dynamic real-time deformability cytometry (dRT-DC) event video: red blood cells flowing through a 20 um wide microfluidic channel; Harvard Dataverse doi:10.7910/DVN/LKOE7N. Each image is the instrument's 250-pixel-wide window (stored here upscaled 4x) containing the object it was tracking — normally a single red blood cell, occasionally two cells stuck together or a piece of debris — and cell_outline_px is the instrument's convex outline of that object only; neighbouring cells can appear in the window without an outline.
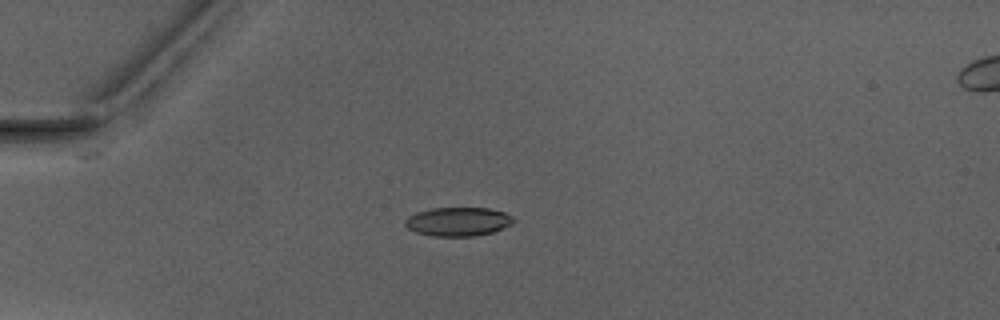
{"species": "Egyptian fruit bat (a non-hibernating species)", "species_latin": "Rousettus aegyptiacus", "temperature_condition": "warm", "stored_images_in_passage": 6, "camera_frame_rate_fps": 3000, "um_per_image_px": 0.085, "animal": {"sex": "male"}, "frame": {"image": 1, "passage_image": 3, "time_ms": 2.333, "image_size_px": [1000, 320], "cell_outline_px": [[516, 220], [512, 224], [492, 232], [472, 236], [432, 236], [416, 232], [408, 228], [404, 224], [404, 220], [408, 216], [416, 212], [432, 208], [488, 208], [504, 212], [512, 216]], "centroid_in_image_um": [38.92, 18.83], "position_along_channel_um": 46.1, "area_um2": 18.21}}
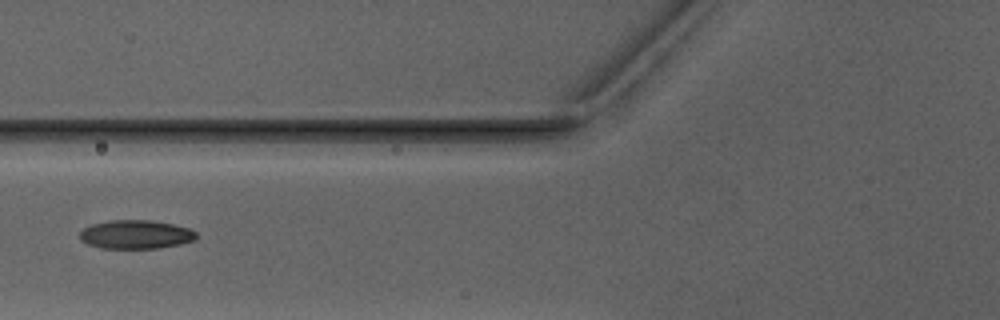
{"frame": {"image": 2, "passage_image": 5, "time_ms": 4.667, "image_size_px": [1000, 320], "cell_outline_px": [[196, 240], [180, 244], [160, 248], [100, 248], [88, 244], [80, 240], [80, 232], [84, 228], [92, 224], [112, 220], [148, 220], [172, 224], [188, 228], [196, 232]], "centroid_in_image_um": [11.54, 19.93], "position_along_channel_um": 114.3, "area_um2": 19.42}}
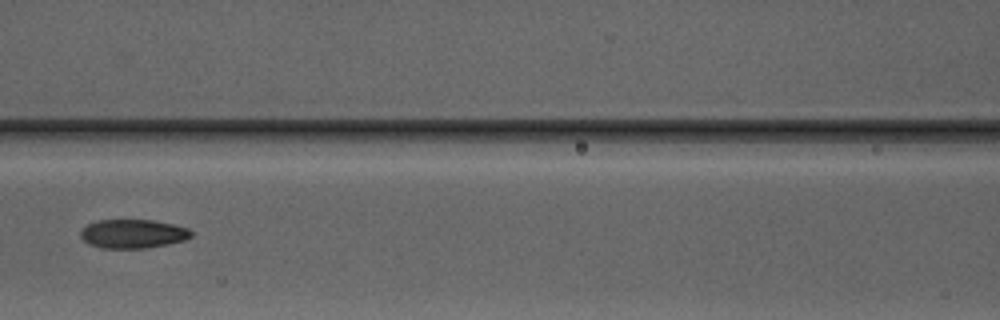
{"frame": {"image": 3, "passage_image": 6, "time_ms": 5.667, "image_size_px": [1000, 320], "cell_outline_px": [[192, 236], [184, 240], [168, 244], [144, 248], [100, 248], [88, 244], [80, 236], [80, 228], [96, 220], [152, 220], [172, 224], [188, 228], [192, 232]], "centroid_in_image_um": [11.26, 19.87], "position_along_channel_um": 155.3, "area_um2": 18.67}}